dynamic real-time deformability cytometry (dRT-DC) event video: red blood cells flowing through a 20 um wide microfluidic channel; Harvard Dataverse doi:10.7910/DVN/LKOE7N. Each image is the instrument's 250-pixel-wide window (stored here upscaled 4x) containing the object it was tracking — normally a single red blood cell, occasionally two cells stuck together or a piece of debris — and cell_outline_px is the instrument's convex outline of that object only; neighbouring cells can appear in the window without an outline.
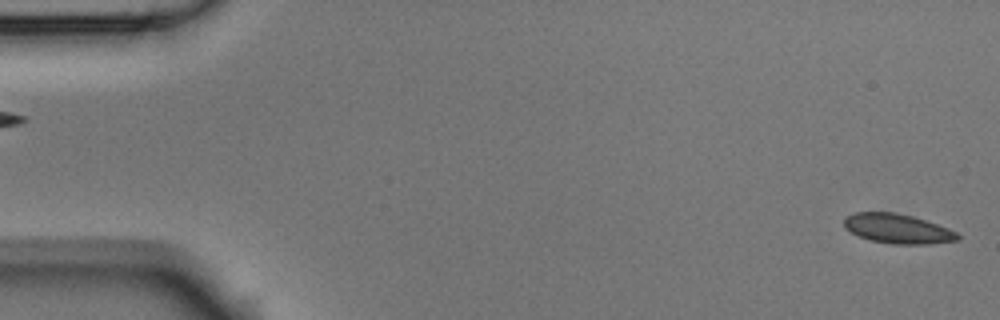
{"species": "Egyptian fruit bat (a non-hibernating species)", "species_latin": "Rousettus aegyptiacus", "temperature_condition": "room temperature", "stored_images_in_passage": 4, "segment_of_instrument_passage": [2, 2], "camera_frame_rate_fps": 3000, "um_per_image_px": 0.085, "animal": {"sex": "male"}, "frame": {"image": 1, "passage_image": 4, "time_ms": 1.0, "image_size_px": [1000, 320], "cell_outline_px": [[960, 240], [928, 244], [892, 244], [868, 240], [844, 228], [844, 216], [856, 212], [896, 212], [912, 216], [948, 228], [956, 232], [960, 236]], "centroid_in_image_um": [76.28, 19.44], "position_along_channel_um": 8.7, "area_um2": 19.59}}